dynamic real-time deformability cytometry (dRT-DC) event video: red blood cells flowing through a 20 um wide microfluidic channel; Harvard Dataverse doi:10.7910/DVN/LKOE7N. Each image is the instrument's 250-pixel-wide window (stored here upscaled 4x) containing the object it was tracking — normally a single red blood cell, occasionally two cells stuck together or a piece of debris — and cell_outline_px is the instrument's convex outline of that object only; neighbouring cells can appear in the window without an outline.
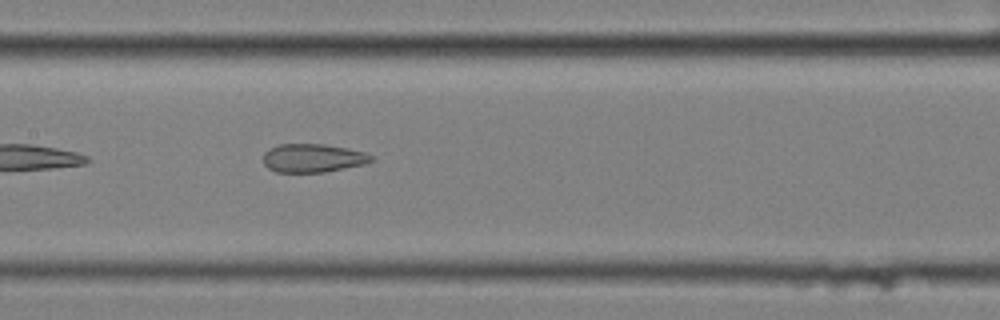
{"species": "common noctule bat (a hibernating species)", "species_latin": "Nyctalus noctula", "temperature_condition": "cold", "stored_images_in_passage": 8, "camera_frame_rate_fps": 3000, "um_per_image_px": 0.085, "animal": {"sex": "female", "body_mass_g": 25.1}, "frame": {"image": 1, "passage_image": 8, "time_ms": 2.333, "image_size_px": [1000, 320], "cell_outline_px": [[376, 160], [364, 164], [324, 172], [276, 172], [268, 168], [264, 164], [264, 152], [268, 148], [280, 144], [324, 144], [348, 148], [364, 152], [372, 156]], "centroid_in_image_um": [26.59, 13.43], "position_along_channel_um": 180.8, "area_um2": 17.98}}